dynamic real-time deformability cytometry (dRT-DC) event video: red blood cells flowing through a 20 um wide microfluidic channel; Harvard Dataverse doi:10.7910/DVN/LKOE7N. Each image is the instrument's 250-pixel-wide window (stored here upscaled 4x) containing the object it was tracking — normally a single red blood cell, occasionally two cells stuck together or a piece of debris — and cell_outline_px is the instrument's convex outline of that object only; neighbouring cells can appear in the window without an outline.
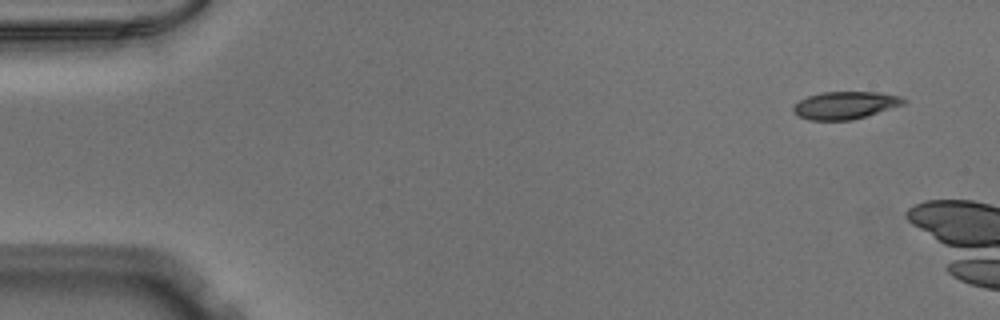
{"species": "Egyptian fruit bat (a non-hibernating species)", "species_latin": "Rousettus aegyptiacus", "temperature_condition": "warm", "stored_images_in_passage": 5, "camera_frame_rate_fps": 3000, "um_per_image_px": 0.085, "animal": {"sex": "male"}, "frame": {"image": 1, "passage_image": 1, "time_ms": 0.0, "image_size_px": [1000, 320], "cell_outline_px": [[908, 100], [904, 104], [868, 116], [852, 120], [808, 120], [792, 112], [792, 108], [800, 100], [808, 96], [824, 92], [880, 92], [900, 96]], "centroid_in_image_um": [71.87, 8.95], "position_along_channel_um": 13.1, "area_um2": 17.74}}